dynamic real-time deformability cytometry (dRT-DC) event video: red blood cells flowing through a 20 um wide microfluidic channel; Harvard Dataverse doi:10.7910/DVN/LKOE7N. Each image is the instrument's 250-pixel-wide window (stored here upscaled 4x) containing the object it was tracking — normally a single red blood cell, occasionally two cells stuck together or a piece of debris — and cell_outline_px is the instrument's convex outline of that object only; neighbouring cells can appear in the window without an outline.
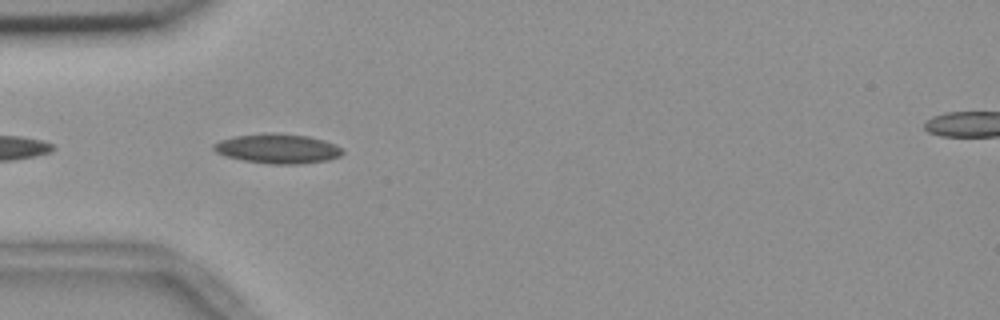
{"species": "common noctule bat (a hibernating species)", "species_latin": "Nyctalus noctula", "temperature_condition": "room temperature", "stored_images_in_passage": 4, "camera_frame_rate_fps": 3000, "um_per_image_px": 0.085, "animal": {"sex": "female", "body_mass_g": 18.4}, "frame": {"image": 1, "passage_image": 3, "time_ms": 0.667, "image_size_px": [1000, 320], "cell_outline_px": [[344, 152], [340, 156], [328, 160], [300, 164], [272, 164], [244, 160], [224, 156], [216, 152], [212, 148], [212, 144], [220, 140], [232, 136], [264, 132], [276, 132], [308, 136], [324, 140], [336, 144], [344, 148]], "centroid_in_image_um": [23.6, 12.62], "position_along_channel_um": 61.4, "area_um2": 22.66}}